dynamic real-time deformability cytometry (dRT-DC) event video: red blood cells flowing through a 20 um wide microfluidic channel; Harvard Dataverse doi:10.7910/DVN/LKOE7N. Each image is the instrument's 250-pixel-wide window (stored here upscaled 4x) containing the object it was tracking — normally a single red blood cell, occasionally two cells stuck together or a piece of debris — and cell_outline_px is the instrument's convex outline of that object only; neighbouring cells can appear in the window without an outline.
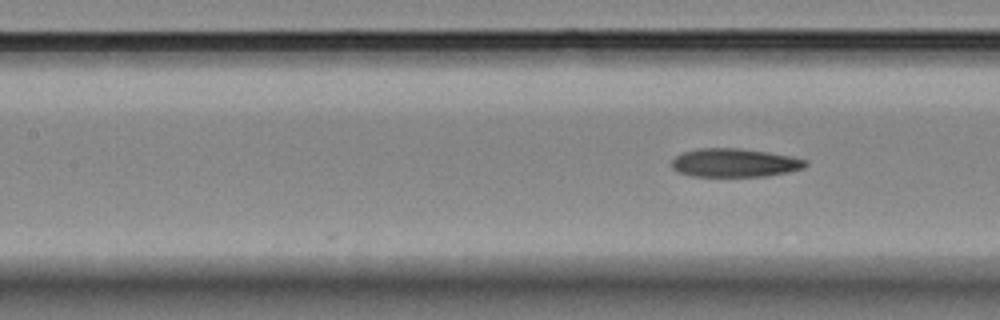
{"species": "Egyptian fruit bat (a non-hibernating species)", "species_latin": "Rousettus aegyptiacus", "temperature_condition": "room temperature", "stored_images_in_passage": 5, "camera_frame_rate_fps": 3000, "um_per_image_px": 0.085, "animal": {"sex": "female"}, "frame": {"image": 1, "passage_image": 5, "time_ms": 4.667, "image_size_px": [1000, 320], "cell_outline_px": [[808, 164], [804, 168], [788, 172], [768, 176], [692, 176], [676, 172], [672, 168], [672, 160], [676, 156], [684, 152], [696, 148], [740, 148], [768, 152], [792, 156], [808, 160]], "centroid_in_image_um": [62.46, 13.83], "position_along_channel_um": 144.9, "area_um2": 22.43}}